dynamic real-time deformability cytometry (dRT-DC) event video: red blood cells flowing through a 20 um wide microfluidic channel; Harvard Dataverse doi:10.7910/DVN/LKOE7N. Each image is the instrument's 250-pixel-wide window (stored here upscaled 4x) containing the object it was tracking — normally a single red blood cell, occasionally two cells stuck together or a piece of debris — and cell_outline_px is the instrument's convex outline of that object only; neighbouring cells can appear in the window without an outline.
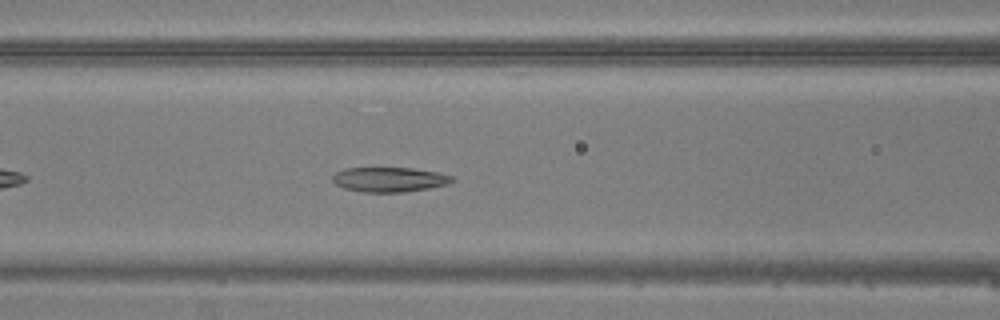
{"species": "common noctule bat (a hibernating species)", "species_latin": "Nyctalus noctula", "temperature_condition": "warm", "stored_images_in_passage": 36, "camera_frame_rate_fps": 3000, "um_per_image_px": 0.085, "animal": {"sex": "male", "body_mass_g": 20.5, "forearm_length_mm": 52.5}, "frame": {"image": 1, "passage_image": 9, "time_ms": 2.667, "image_size_px": [1000, 320], "cell_outline_px": [[456, 180], [444, 184], [428, 188], [404, 192], [360, 192], [344, 188], [336, 184], [332, 180], [332, 176], [336, 172], [344, 168], [412, 168], [436, 172], [452, 176]], "centroid_in_image_um": [33.05, 15.26], "position_along_channel_um": 133.6, "area_um2": 17.11}}
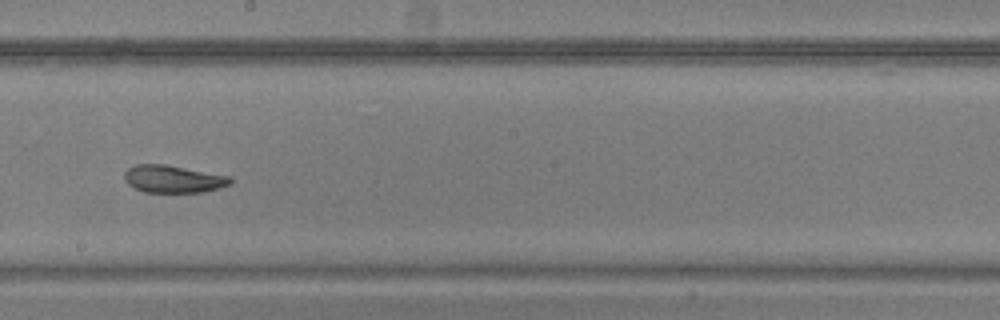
{"frame": {"image": 2, "passage_image": 16, "time_ms": 5.0, "image_size_px": [1000, 320], "cell_outline_px": [[232, 184], [220, 188], [200, 192], [144, 192], [128, 184], [124, 180], [124, 172], [128, 168], [136, 164], [164, 164], [232, 176]], "centroid_in_image_um": [14.74, 15.21], "position_along_channel_um": 233.5, "area_um2": 17.05}}
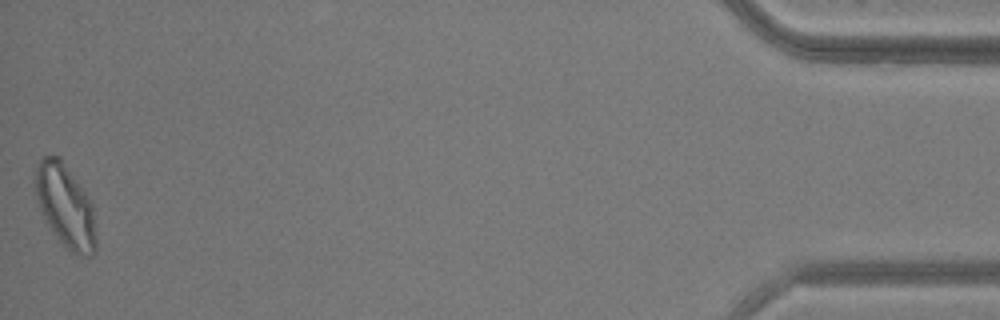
{"frame": {"image": 3, "passage_image": 36, "time_ms": 11.667, "image_size_px": [1000, 320], "cell_outline_px": [[96, 248], [92, 256], [80, 256], [68, 252], [56, 236], [48, 224], [40, 208], [36, 192], [36, 172], [40, 160], [44, 156], [60, 156], [92, 204], [96, 236]], "centroid_in_image_um": [5.59, 17.56], "position_along_channel_um": 429.6, "area_um2": 28.84}}